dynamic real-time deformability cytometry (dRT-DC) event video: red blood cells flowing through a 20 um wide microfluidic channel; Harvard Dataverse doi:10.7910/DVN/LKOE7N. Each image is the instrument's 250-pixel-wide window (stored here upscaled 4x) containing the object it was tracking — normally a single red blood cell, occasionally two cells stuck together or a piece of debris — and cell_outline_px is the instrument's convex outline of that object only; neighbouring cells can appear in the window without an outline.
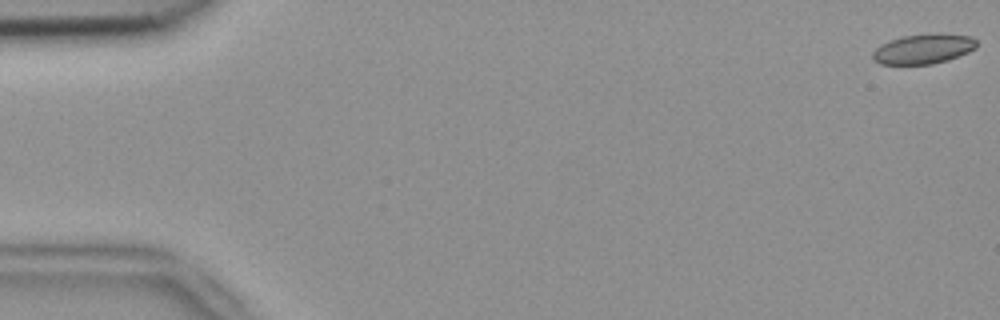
{"species": "common noctule bat (a hibernating species)", "species_latin": "Nyctalus noctula", "temperature_condition": "room temperature", "stored_images_in_passage": 54, "camera_frame_rate_fps": 3000, "um_per_image_px": 0.085, "animal": {"sex": "female", "body_mass_g": 18.4}, "frame": {"image": 1, "passage_image": 1, "time_ms": 0.0, "image_size_px": [1000, 320], "cell_outline_px": [[976, 48], [968, 52], [948, 60], [932, 64], [880, 64], [872, 60], [872, 52], [876, 48], [892, 40], [904, 36], [972, 36], [976, 40]], "centroid_in_image_um": [78.45, 4.22], "position_along_channel_um": 6.6, "area_um2": 17.17}}
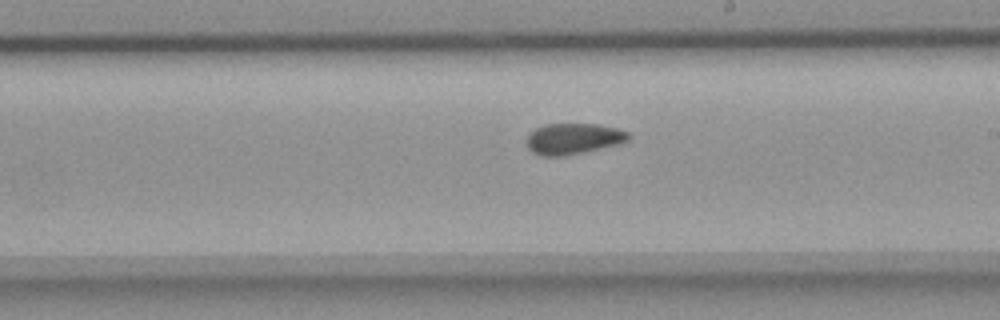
{"frame": {"image": 2, "passage_image": 31, "time_ms": 10.0, "image_size_px": [1000, 320], "cell_outline_px": [[632, 136], [628, 140], [620, 144], [584, 152], [564, 156], [540, 156], [532, 152], [528, 148], [528, 136], [536, 128], [544, 124], [600, 124], [616, 128], [628, 132]], "centroid_in_image_um": [48.77, 11.79], "position_along_channel_um": 240.2, "area_um2": 18.44}}
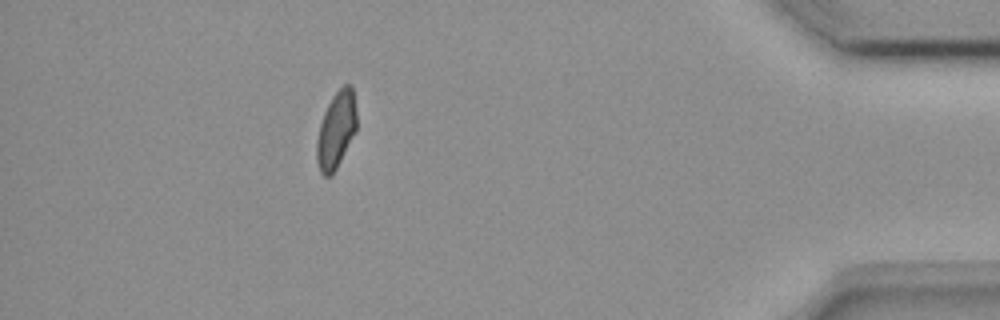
{"frame": {"image": 3, "passage_image": 48, "time_ms": 15.667, "image_size_px": [1000, 320], "cell_outline_px": [[356, 128], [332, 176], [324, 176], [320, 172], [316, 160], [316, 140], [320, 124], [324, 112], [332, 96], [344, 84], [352, 84], [356, 108]], "centroid_in_image_um": [28.55, 11.03], "position_along_channel_um": 406.6, "area_um2": 17.69}, "authors_computed_cell_mechanics": {"area_um2": 18.496, "velocity_mm_per_s": 3.8232, "shape_relaxation_time_tau1_ms": null, "shape_relaxation_time_tau2_ms": 2.3544, "deformation_change_tau1": null, "deformation_change_tau2": 0.069}}